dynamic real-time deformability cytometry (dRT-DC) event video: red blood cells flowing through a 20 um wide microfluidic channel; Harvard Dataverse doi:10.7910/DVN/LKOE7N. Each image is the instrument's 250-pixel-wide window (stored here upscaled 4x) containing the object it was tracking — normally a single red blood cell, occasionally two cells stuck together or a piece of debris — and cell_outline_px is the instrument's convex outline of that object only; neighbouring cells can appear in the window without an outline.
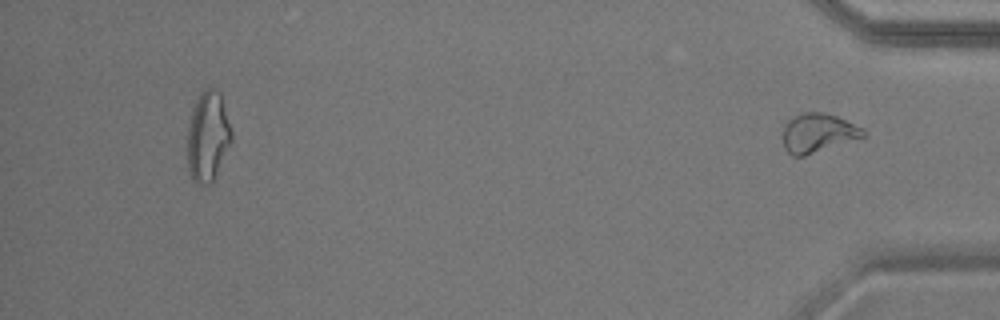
{"species": "common noctule bat (a hibernating species)", "species_latin": "Nyctalus noctula", "temperature_condition": "warm", "stored_images_in_passage": 44, "segment_of_instrument_passage": [2, 2], "camera_frame_rate_fps": 3000, "um_per_image_px": 0.085, "animal": {"sex": "male", "body_mass_g": 17.9}, "frame": {"image": 1, "passage_image": 44, "time_ms": 14.333, "image_size_px": [1000, 320], "cell_outline_px": [[868, 136], [804, 156], [792, 156], [784, 148], [784, 128], [788, 120], [792, 116], [804, 112], [824, 112], [836, 116], [864, 128], [868, 132]], "centroid_in_image_um": [69.58, 11.3], "position_along_channel_um": 365.6, "area_um2": 18.44}}